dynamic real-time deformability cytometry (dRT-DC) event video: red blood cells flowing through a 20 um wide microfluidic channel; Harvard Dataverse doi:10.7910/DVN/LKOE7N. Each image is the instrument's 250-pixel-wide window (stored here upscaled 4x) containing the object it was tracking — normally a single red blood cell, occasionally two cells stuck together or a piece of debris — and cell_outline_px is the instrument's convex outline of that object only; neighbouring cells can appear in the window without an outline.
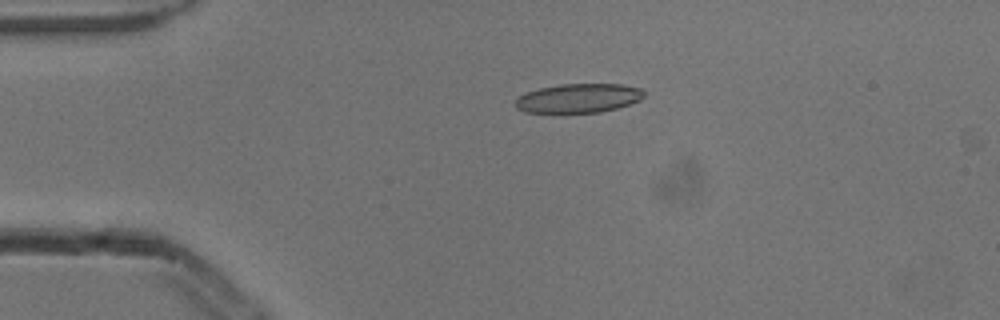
{"species": "common noctule bat (a hibernating species)", "species_latin": "Nyctalus noctula", "temperature_condition": "cold", "stored_images_in_passage": 5, "camera_frame_rate_fps": 3000, "um_per_image_px": 0.085, "animal": {"sex": "male", "body_mass_g": 13.3}, "frame": {"image": 1, "passage_image": 4, "time_ms": 1.0, "image_size_px": [1000, 320], "cell_outline_px": [[644, 96], [640, 100], [616, 108], [600, 112], [524, 112], [516, 108], [516, 100], [520, 96], [528, 92], [540, 88], [560, 84], [624, 84], [640, 88], [644, 92]], "centroid_in_image_um": [49.2, 8.34], "position_along_channel_um": 35.8, "area_um2": 21.56}}